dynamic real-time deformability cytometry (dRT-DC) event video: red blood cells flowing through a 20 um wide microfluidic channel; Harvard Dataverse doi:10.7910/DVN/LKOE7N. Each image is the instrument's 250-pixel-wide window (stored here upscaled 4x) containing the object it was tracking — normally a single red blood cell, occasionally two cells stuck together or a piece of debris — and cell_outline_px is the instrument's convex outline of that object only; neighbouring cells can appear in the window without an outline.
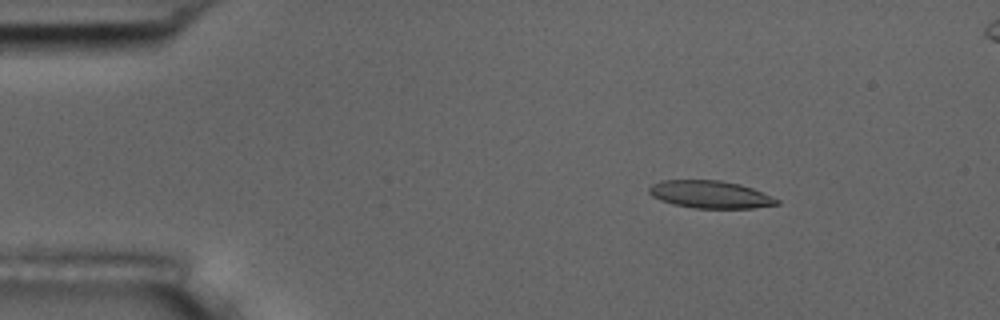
{"species": "common noctule bat (a hibernating species)", "species_latin": "Nyctalus noctula", "temperature_condition": "room temperature", "stored_images_in_passage": 55, "camera_frame_rate_fps": 3000, "um_per_image_px": 0.085, "animal": {"sex": "male", "body_mass_g": 17.5, "forearm_length_mm": 52.3}, "frame": {"image": 1, "passage_image": 8, "time_ms": 2.333, "image_size_px": [1000, 320], "cell_outline_px": [[780, 204], [752, 208], [692, 208], [672, 204], [660, 200], [652, 196], [648, 192], [648, 188], [652, 184], [660, 180], [720, 180], [740, 184], [752, 188], [772, 196], [780, 200]], "centroid_in_image_um": [60.35, 16.53], "position_along_channel_um": 24.6, "area_um2": 20.63}}
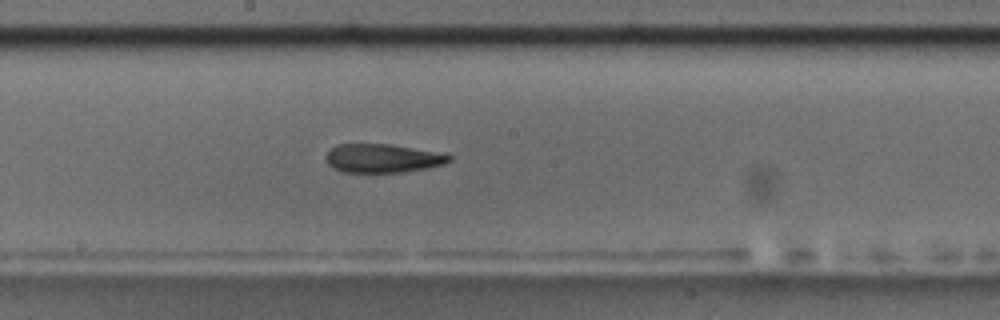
{"frame": {"image": 2, "passage_image": 29, "time_ms": 9.333, "image_size_px": [1000, 320], "cell_outline_px": [[452, 160], [444, 164], [428, 168], [404, 172], [344, 172], [332, 168], [328, 164], [324, 156], [336, 144], [392, 144], [452, 156]], "centroid_in_image_um": [32.47, 13.46], "position_along_channel_um": 215.7, "area_um2": 20.46}}
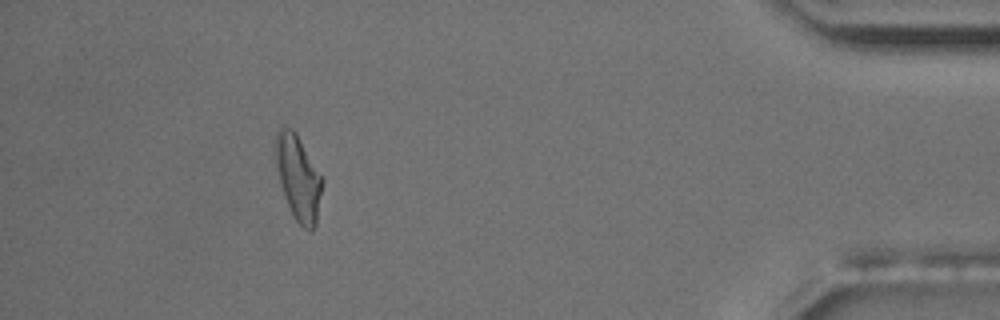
{"frame": {"image": 3, "passage_image": 49, "time_ms": 16.0, "image_size_px": [1000, 320], "cell_outline_px": [[324, 180], [316, 224], [312, 232], [308, 232], [296, 220], [284, 196], [280, 184], [276, 168], [276, 132], [284, 124], [292, 128], [296, 132], [324, 176]], "centroid_in_image_um": [25.39, 15.08], "position_along_channel_um": 409.8, "area_um2": 23.58}, "authors_computed_cell_mechanics": {"area_um2": 21.2704, "velocity_mm_per_s": 3.7464, "shape_relaxation_time_tau1_ms": 11.0941, "shape_relaxation_time_tau2_ms": 6.5293, "deformation_change_tau1": 0.2526, "deformation_change_tau2": 0.1704}}